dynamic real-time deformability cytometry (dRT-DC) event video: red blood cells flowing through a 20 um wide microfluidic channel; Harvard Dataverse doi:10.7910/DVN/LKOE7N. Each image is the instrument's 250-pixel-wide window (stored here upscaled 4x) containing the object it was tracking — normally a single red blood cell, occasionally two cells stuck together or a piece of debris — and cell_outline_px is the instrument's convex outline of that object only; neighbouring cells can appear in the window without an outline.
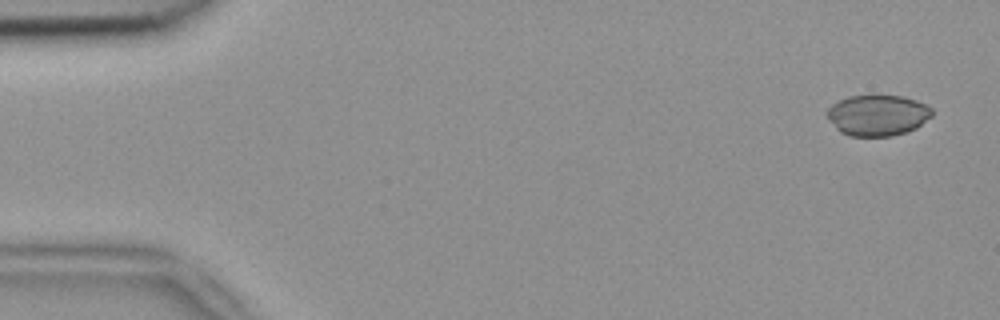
{"species": "common noctule bat (a hibernating species)", "species_latin": "Nyctalus noctula", "temperature_condition": "room temperature", "stored_images_in_passage": 5, "camera_frame_rate_fps": 3000, "um_per_image_px": 0.085, "animal": {"sex": "female", "body_mass_g": 18.4}, "frame": {"image": 1, "passage_image": 1, "time_ms": 0.0, "image_size_px": [1000, 320], "cell_outline_px": [[932, 116], [916, 128], [892, 136], [848, 136], [840, 132], [828, 120], [824, 112], [832, 104], [848, 96], [872, 92], [900, 96], [916, 100], [932, 108]], "centroid_in_image_um": [74.55, 9.75], "position_along_channel_um": 10.5, "area_um2": 25.78}}